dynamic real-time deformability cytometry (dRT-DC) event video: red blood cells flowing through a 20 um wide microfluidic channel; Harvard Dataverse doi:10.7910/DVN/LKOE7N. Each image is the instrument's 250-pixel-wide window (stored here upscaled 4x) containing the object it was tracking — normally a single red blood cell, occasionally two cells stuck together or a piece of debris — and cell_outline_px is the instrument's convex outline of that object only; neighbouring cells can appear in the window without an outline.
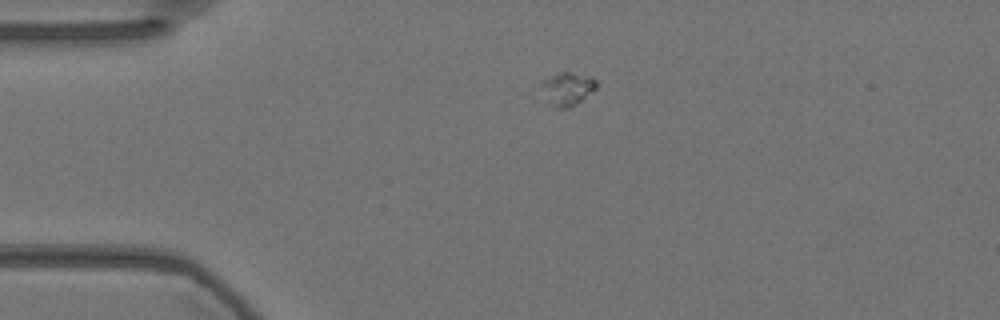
{"species": "Egyptian fruit bat (a non-hibernating species)", "species_latin": "Rousettus aegyptiacus", "temperature_condition": "warm", "stored_images_in_passage": 45, "camera_frame_rate_fps": 3000, "um_per_image_px": 0.085, "animal": {"sex": "female"}, "frame": {"image": 1, "passage_image": 1, "time_ms": 0.0, "image_size_px": [1000, 320], "cell_outline_px": [[596, 88], [580, 100], [568, 108], [556, 108], [552, 104], [540, 84], [540, 80], [560, 72], [572, 72], [592, 76], [596, 80]], "centroid_in_image_um": [48.24, 7.49], "position_along_channel_um": 36.8, "area_um2": 10.29}}
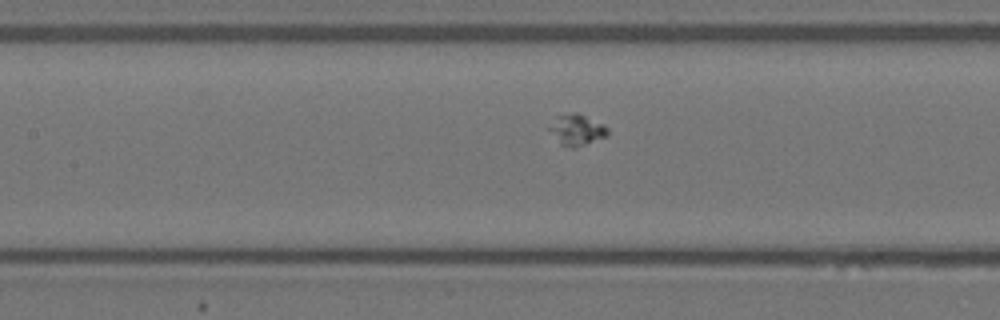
{"frame": {"image": 2, "passage_image": 14, "time_ms": 4.333, "image_size_px": [1000, 320], "cell_outline_px": [[608, 136], [576, 148], [568, 148], [560, 144], [548, 128], [556, 116], [572, 112], [576, 112], [604, 124], [608, 128]], "centroid_in_image_um": [49.04, 11.05], "position_along_channel_um": 158.4, "area_um2": 10.64}}
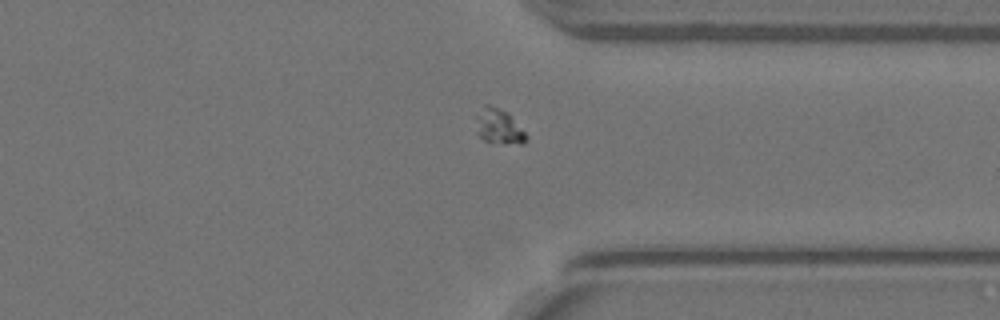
{"frame": {"image": 3, "passage_image": 32, "time_ms": 10.333, "image_size_px": [1000, 320], "cell_outline_px": [[528, 140], [524, 144], [504, 144], [484, 140], [476, 132], [476, 116], [484, 104], [488, 104], [500, 108], [508, 112], [512, 116], [528, 136]], "centroid_in_image_um": [42.42, 10.75], "position_along_channel_um": 369.0, "area_um2": 10.52}}